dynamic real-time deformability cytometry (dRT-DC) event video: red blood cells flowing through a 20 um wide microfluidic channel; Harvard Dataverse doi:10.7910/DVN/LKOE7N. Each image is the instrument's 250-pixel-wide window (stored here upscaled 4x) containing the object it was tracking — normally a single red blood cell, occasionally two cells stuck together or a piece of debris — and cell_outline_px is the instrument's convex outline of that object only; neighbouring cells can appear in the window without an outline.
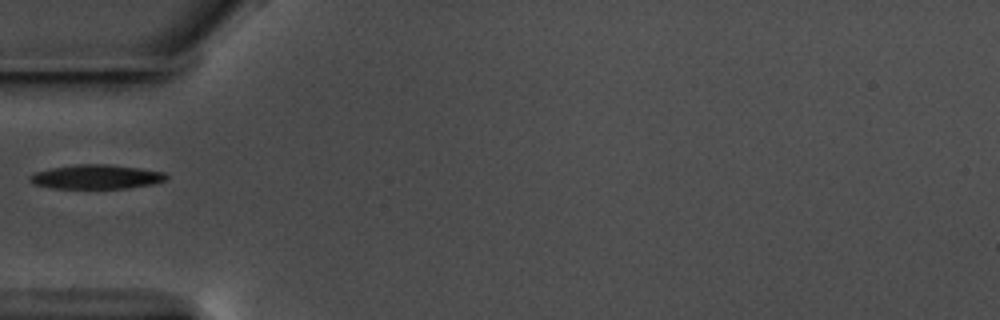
{"species": "common noctule bat (a hibernating species)", "species_latin": "Nyctalus noctula", "temperature_condition": "warm", "stored_images_in_passage": 39, "camera_frame_rate_fps": 3000, "um_per_image_px": 0.085, "animal": {"sex": "male", "body_mass_g": 17.5, "forearm_length_mm": 52.3}, "frame": {"image": 1, "passage_image": 1, "time_ms": 0.0, "image_size_px": [1000, 320], "cell_outline_px": [[168, 176], [164, 180], [152, 184], [128, 188], [52, 188], [32, 184], [28, 180], [28, 176], [36, 172], [52, 168], [76, 164], [108, 164], [140, 168], [168, 172]], "centroid_in_image_um": [8.19, 15.02], "position_along_channel_um": 76.8, "area_um2": 19.36}}
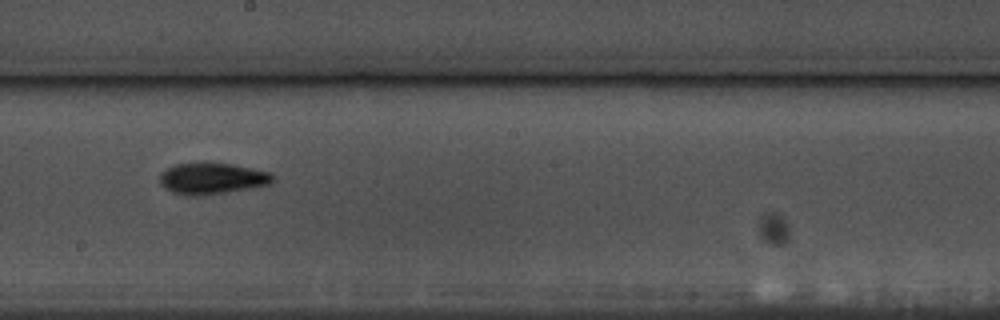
{"frame": {"image": 2, "passage_image": 14, "time_ms": 4.333, "image_size_px": [1000, 320], "cell_outline_px": [[272, 180], [268, 184], [248, 188], [224, 192], [196, 196], [188, 196], [172, 192], [160, 184], [160, 172], [176, 164], [232, 164], [272, 172]], "centroid_in_image_um": [17.99, 15.18], "position_along_channel_um": 230.2, "area_um2": 20.06}}
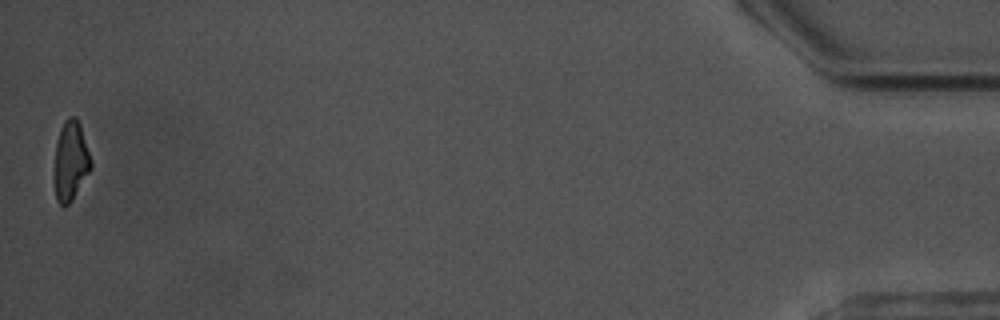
{"frame": {"image": 3, "passage_image": 39, "time_ms": 12.667, "image_size_px": [1000, 320], "cell_outline_px": [[92, 168], [72, 200], [68, 204], [60, 204], [56, 200], [56, 140], [60, 128], [64, 120], [68, 116], [76, 116], [80, 124], [92, 160]], "centroid_in_image_um": [6.04, 13.61], "position_along_channel_um": 429.2, "area_um2": 16.7}}